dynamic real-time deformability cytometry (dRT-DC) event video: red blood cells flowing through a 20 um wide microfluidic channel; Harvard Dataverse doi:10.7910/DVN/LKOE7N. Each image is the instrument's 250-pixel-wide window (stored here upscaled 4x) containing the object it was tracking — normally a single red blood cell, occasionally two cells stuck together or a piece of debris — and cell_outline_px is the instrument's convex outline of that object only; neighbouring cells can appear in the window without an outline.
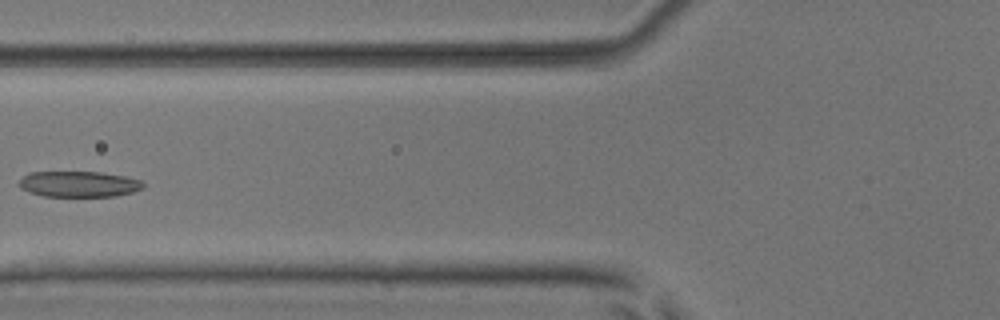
{"species": "common noctule bat (a hibernating species)", "species_latin": "Nyctalus noctula", "temperature_condition": "room temperature", "stored_images_in_passage": 6, "camera_frame_rate_fps": 3000, "um_per_image_px": 0.085, "animal": {"sex": "male", "body_mass_g": 17.9, "forearm_length_mm": 54.2}, "frame": {"image": 1, "passage_image": 5, "time_ms": 5.667, "image_size_px": [1000, 320], "cell_outline_px": [[144, 188], [132, 192], [116, 196], [44, 196], [28, 192], [20, 188], [20, 180], [28, 172], [100, 172], [124, 176], [140, 180], [144, 184]], "centroid_in_image_um": [6.7, 15.65], "position_along_channel_um": 119.1, "area_um2": 18.61}}
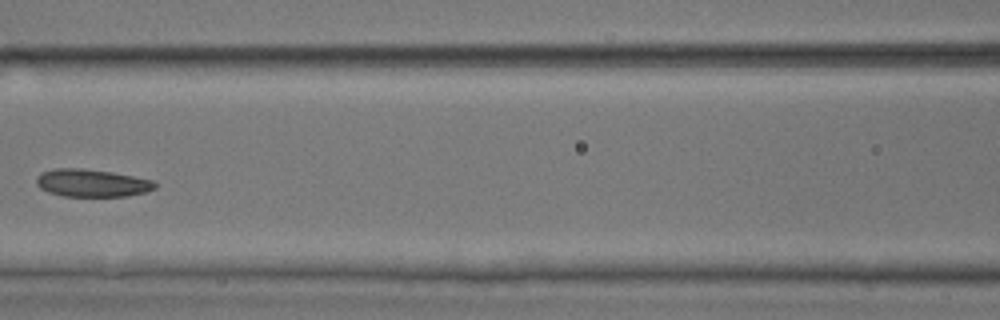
{"frame": {"image": 2, "passage_image": 6, "time_ms": 6.667, "image_size_px": [1000, 320], "cell_outline_px": [[156, 188], [144, 192], [128, 196], [64, 196], [48, 192], [40, 188], [36, 184], [36, 176], [40, 172], [56, 168], [84, 168], [112, 172], [152, 180], [156, 184]], "centroid_in_image_um": [7.77, 15.55], "position_along_channel_um": 158.8, "area_um2": 19.13}}